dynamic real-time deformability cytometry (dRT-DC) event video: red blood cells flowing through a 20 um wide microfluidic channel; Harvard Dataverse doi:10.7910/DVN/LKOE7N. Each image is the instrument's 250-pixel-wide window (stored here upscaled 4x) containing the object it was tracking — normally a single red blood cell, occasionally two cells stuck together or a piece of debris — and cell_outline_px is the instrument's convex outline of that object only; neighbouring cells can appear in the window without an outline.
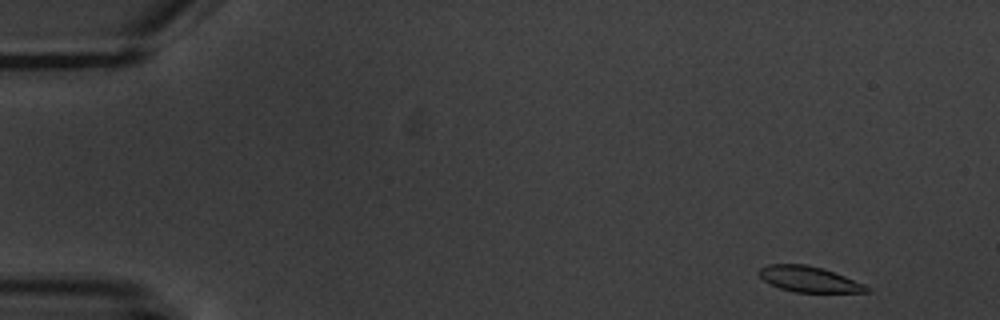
{"species": "common noctule bat (a hibernating species)", "species_latin": "Nyctalus noctula", "temperature_condition": "warm", "stored_images_in_passage": 10, "camera_frame_rate_fps": 3000, "um_per_image_px": 0.085, "animal": {"sex": "male", "body_mass_g": 20.1, "forearm_length_mm": 53.5}, "frame": {"image": 1, "passage_image": 1, "time_ms": 0.0, "image_size_px": [1000, 320], "cell_outline_px": [[872, 292], [796, 292], [780, 288], [764, 280], [756, 272], [760, 268], [768, 264], [808, 264], [844, 276], [864, 284], [872, 288]], "centroid_in_image_um": [68.77, 23.73], "position_along_channel_um": 16.2, "area_um2": 15.95}}
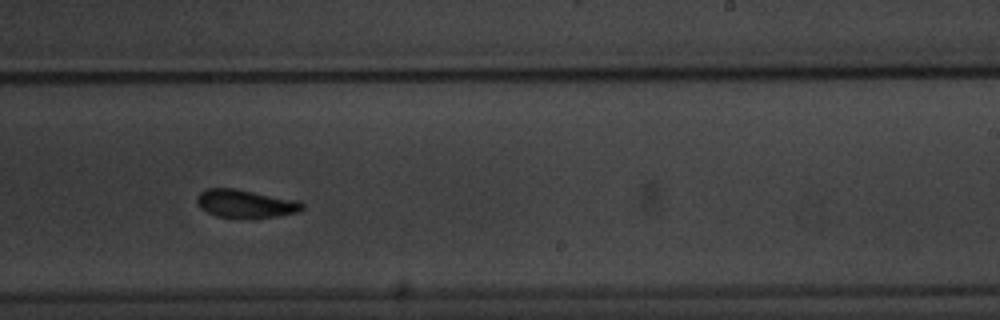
{"frame": {"image": 2, "passage_image": 9, "time_ms": 10.333, "image_size_px": [1000, 320], "cell_outline_px": [[304, 208], [300, 212], [276, 216], [216, 216], [200, 208], [196, 200], [196, 196], [200, 192], [208, 188], [236, 188], [300, 200], [304, 204]], "centroid_in_image_um": [20.9, 17.27], "position_along_channel_um": 268.1, "area_um2": 17.05}}
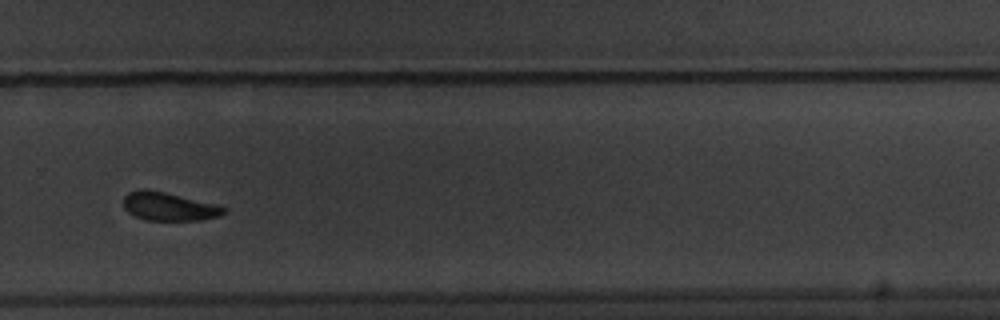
{"frame": {"image": 3, "passage_image": 10, "time_ms": 11.667, "image_size_px": [1000, 320], "cell_outline_px": [[228, 212], [220, 216], [200, 220], [144, 220], [128, 212], [124, 208], [124, 196], [128, 192], [140, 188], [144, 188], [164, 192], [220, 204], [228, 208]], "centroid_in_image_um": [14.41, 17.54], "position_along_channel_um": 315.4, "area_um2": 16.94}}